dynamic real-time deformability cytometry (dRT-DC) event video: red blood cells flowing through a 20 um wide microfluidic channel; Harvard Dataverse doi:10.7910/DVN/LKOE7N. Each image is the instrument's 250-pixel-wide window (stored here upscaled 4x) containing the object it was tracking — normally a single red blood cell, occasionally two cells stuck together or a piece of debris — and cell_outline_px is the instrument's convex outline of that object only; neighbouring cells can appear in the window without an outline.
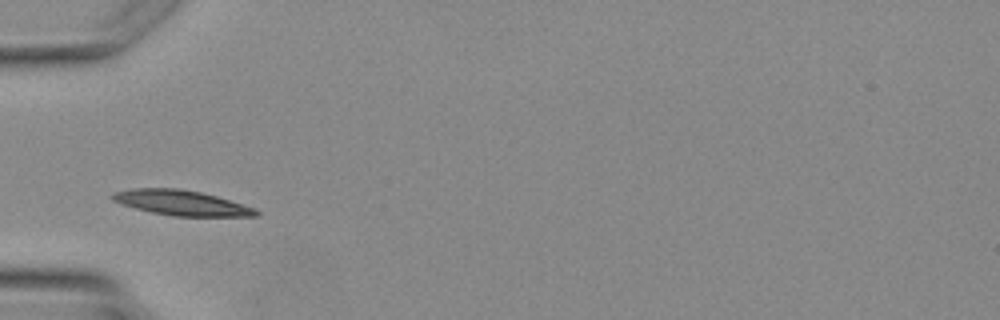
{"species": "Egyptian fruit bat (a non-hibernating species)", "species_latin": "Rousettus aegyptiacus", "temperature_condition": "warm", "stored_images_in_passage": 2, "camera_frame_rate_fps": 3000, "um_per_image_px": 0.085, "animal": {"sex": "female"}, "frame": {"image": 1, "passage_image": 2, "time_ms": 1.0, "image_size_px": [1000, 320], "cell_outline_px": [[260, 216], [172, 216], [152, 212], [136, 208], [112, 200], [108, 196], [112, 192], [132, 188], [180, 188], [200, 192], [216, 196], [256, 208], [260, 212]], "centroid_in_image_um": [15.42, 17.23], "position_along_channel_um": 69.6, "area_um2": 21.04}}